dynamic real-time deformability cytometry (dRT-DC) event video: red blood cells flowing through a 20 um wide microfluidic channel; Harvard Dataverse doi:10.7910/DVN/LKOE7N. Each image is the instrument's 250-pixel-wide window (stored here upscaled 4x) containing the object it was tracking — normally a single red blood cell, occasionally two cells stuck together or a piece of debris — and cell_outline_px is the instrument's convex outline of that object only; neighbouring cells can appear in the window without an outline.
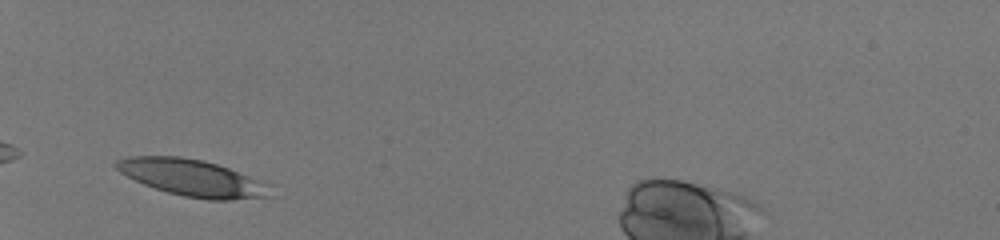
{"species": "human", "species_latin": "Homo sapiens", "temperature_condition": "room temperature", "stored_images_in_passage": 28, "camera_frame_rate_fps": 3000, "um_per_image_px": 0.085, "donor": {"sex": "male"}, "frame": {"image": 1, "passage_image": 1, "time_ms": 0.0, "image_size_px": [1000, 240], "cell_outline_px": [[268, 196], [232, 200], [208, 200], [184, 196], [168, 192], [144, 184], [120, 172], [112, 164], [116, 160], [128, 156], [180, 156], [204, 160], [228, 168], [248, 176], [256, 180]], "centroid_in_image_um": [16.16, 15.09], "position_along_channel_um": 68.8, "area_um2": 31.85}}
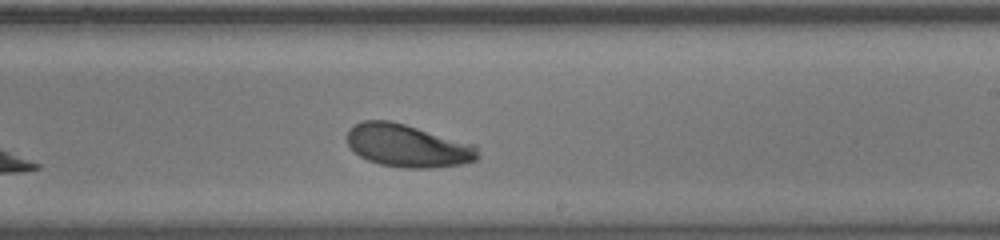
{"frame": {"image": 2, "passage_image": 16, "time_ms": 5.0, "image_size_px": [1000, 240], "cell_outline_px": [[480, 156], [476, 160], [460, 164], [432, 168], [404, 168], [380, 164], [368, 160], [360, 156], [348, 144], [348, 132], [356, 124], [364, 120], [388, 120], [404, 124], [476, 144]], "centroid_in_image_um": [34.7, 12.39], "position_along_channel_um": 254.3, "area_um2": 32.43}}
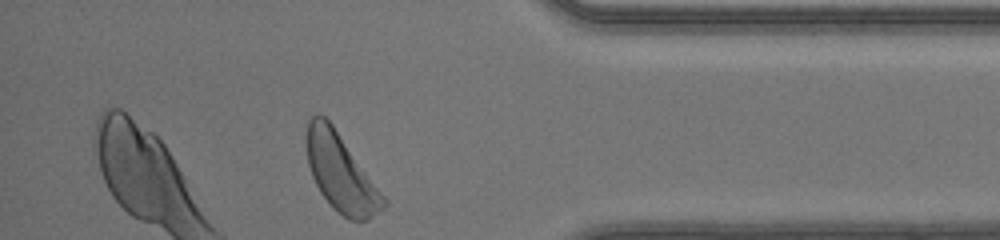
{"frame": {"image": 3, "passage_image": 28, "time_ms": 9.0, "image_size_px": [1000, 240], "cell_outline_px": [[388, 204], [384, 208], [368, 220], [348, 220], [336, 212], [332, 208], [320, 192], [312, 176], [308, 164], [304, 136], [308, 120], [312, 116], [320, 112], [332, 124], [388, 200]], "centroid_in_image_um": [28.95, 14.68], "position_along_channel_um": 406.3, "area_um2": 35.03}, "authors_computed_cell_mechanics": {"area_um2": 32.3969, "velocity_mm_per_s": 4.1107, "shape_relaxation_time_tau1_ms": 2.9004, "shape_relaxation_time_tau2_ms": null, "deformation_change_tau1": 0.1397, "deformation_change_tau2": null}}